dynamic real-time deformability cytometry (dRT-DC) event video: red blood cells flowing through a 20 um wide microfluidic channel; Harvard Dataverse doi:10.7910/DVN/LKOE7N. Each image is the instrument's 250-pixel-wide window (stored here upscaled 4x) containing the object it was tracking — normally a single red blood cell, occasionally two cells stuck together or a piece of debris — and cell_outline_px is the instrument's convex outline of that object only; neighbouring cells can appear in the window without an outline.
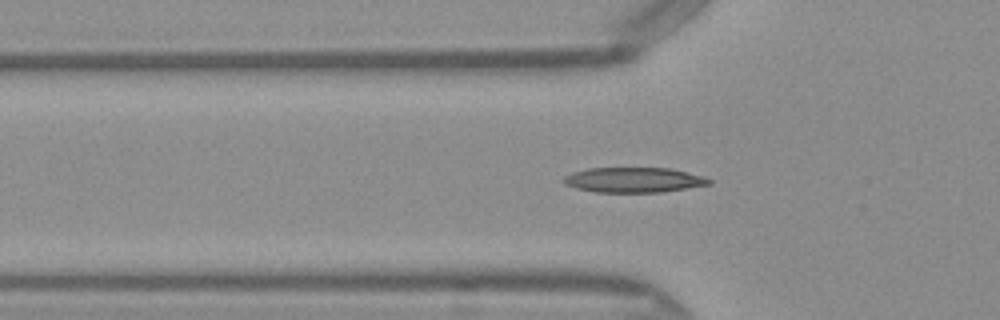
{"species": "Egyptian fruit bat (a non-hibernating species)", "species_latin": "Rousettus aegyptiacus", "temperature_condition": "warm", "stored_images_in_passage": 32, "camera_frame_rate_fps": 3000, "um_per_image_px": 0.085, "frame": {"image": 1, "passage_image": 3, "time_ms": 0.667, "image_size_px": [1000, 320], "cell_outline_px": [[712, 184], [660, 192], [596, 192], [576, 188], [564, 184], [560, 180], [564, 176], [572, 172], [588, 168], [672, 168], [704, 176], [712, 180]], "centroid_in_image_um": [53.85, 15.29], "position_along_channel_um": 71.9, "area_um2": 21.39}}
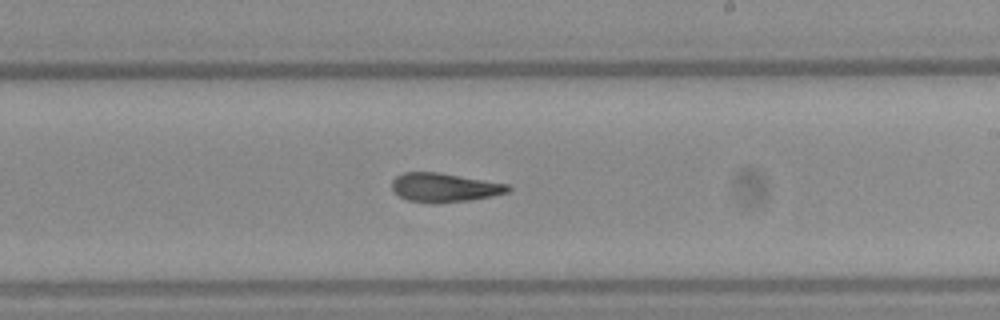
{"frame": {"image": 2, "passage_image": 16, "time_ms": 5.0, "image_size_px": [1000, 320], "cell_outline_px": [[512, 188], [508, 192], [492, 196], [472, 200], [432, 204], [408, 200], [400, 196], [392, 188], [392, 180], [396, 176], [404, 172], [440, 172], [508, 184]], "centroid_in_image_um": [37.78, 15.94], "position_along_channel_um": 251.2, "area_um2": 19.71}}
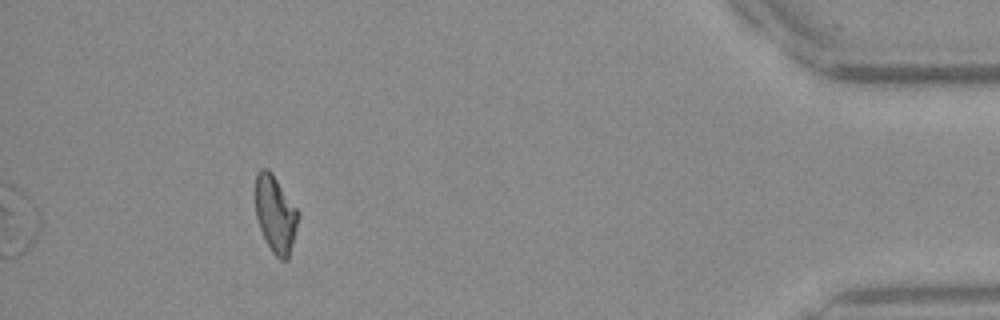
{"frame": {"image": 3, "passage_image": 32, "time_ms": 10.333, "image_size_px": [1000, 320], "cell_outline_px": [[300, 216], [288, 260], [280, 260], [272, 252], [260, 228], [256, 216], [256, 172], [260, 168], [268, 168], [272, 172], [300, 212]], "centroid_in_image_um": [23.43, 18.18], "position_along_channel_um": 411.8, "area_um2": 19.31}, "authors_computed_cell_mechanics": {"area_um2": 19.9699, "velocity_mm_per_s": 4.1095, "shape_relaxation_time_tau1_ms": 9.7762, "shape_relaxation_time_tau2_ms": 2.53, "deformation_change_tau1": 0.2636, "deformation_change_tau2": 0.1141}}